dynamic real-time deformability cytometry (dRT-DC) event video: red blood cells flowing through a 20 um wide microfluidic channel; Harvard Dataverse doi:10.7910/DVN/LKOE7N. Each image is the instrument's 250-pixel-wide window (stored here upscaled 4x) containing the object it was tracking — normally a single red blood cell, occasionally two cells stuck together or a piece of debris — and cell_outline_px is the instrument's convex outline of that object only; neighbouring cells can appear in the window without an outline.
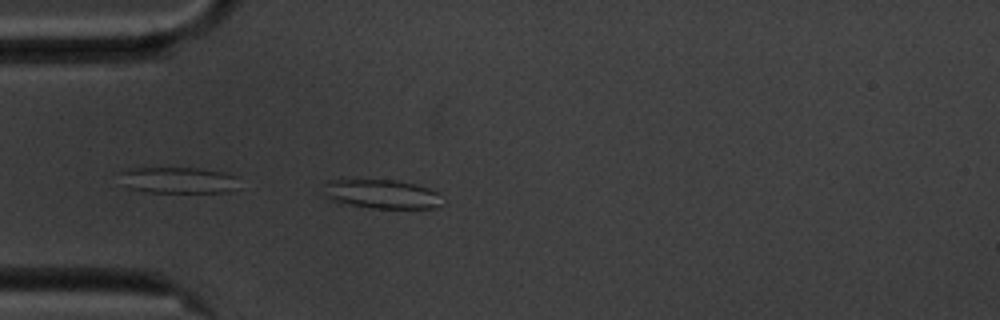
{"species": "common noctule bat (a hibernating species)", "species_latin": "Nyctalus noctula", "temperature_condition": "cold", "stored_images_in_passage": 12, "camera_frame_rate_fps": 3000, "um_per_image_px": 0.085, "animal": {"sex": "male", "body_mass_g": 20.1, "forearm_length_mm": 53.5}, "frame": {"image": 1, "passage_image": 1, "time_ms": 0.0, "image_size_px": [1000, 320], "cell_outline_px": [[444, 204], [436, 208], [372, 208], [340, 204], [320, 196], [328, 180], [340, 176], [396, 180], [416, 184], [428, 188], [436, 192]], "centroid_in_image_um": [32.28, 16.45], "position_along_channel_um": 52.7, "area_um2": 21.44}}
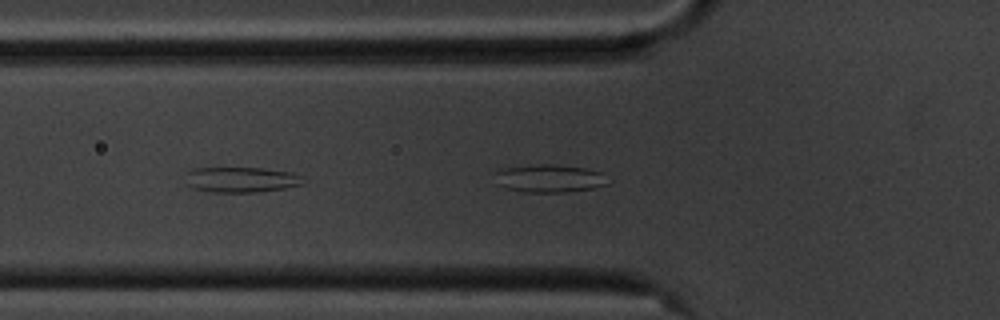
{"frame": {"image": 2, "passage_image": 4, "time_ms": 1.0, "image_size_px": [1000, 320], "cell_outline_px": [[304, 176], [300, 184], [284, 188], [260, 192], [208, 192], [192, 188], [184, 184], [188, 172], [192, 168], [264, 168], [292, 172]], "centroid_in_image_um": [20.46, 15.27], "position_along_channel_um": 105.3, "area_um2": 17.57}}